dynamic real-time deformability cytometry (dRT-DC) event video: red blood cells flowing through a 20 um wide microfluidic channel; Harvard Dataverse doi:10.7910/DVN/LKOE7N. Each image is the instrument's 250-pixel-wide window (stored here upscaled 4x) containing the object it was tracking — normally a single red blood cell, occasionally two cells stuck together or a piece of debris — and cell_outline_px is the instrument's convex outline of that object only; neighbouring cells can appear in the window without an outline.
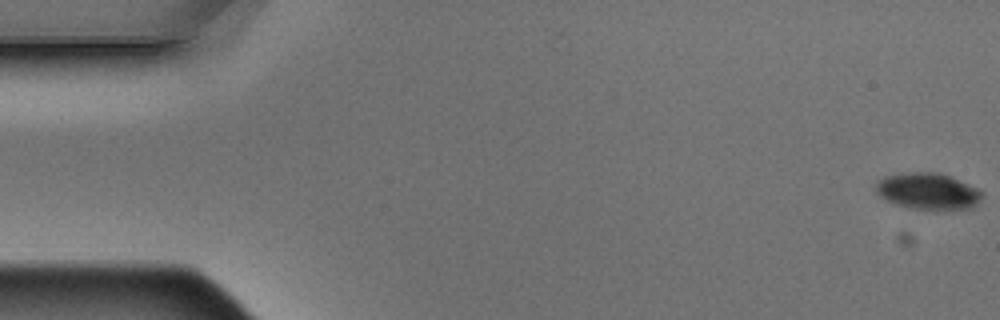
{"species": "Egyptian fruit bat (a non-hibernating species)", "species_latin": "Rousettus aegyptiacus", "temperature_condition": "warm", "stored_images_in_passage": 8, "camera_frame_rate_fps": 3000, "um_per_image_px": 0.085, "animal": {"sex": "male"}, "frame": {"image": 1, "passage_image": 1, "time_ms": 0.0, "image_size_px": [1000, 320], "cell_outline_px": [[980, 200], [972, 208], [932, 212], [908, 208], [884, 200], [876, 192], [876, 184], [884, 176], [912, 172], [936, 172], [952, 176], [976, 188], [980, 192]], "centroid_in_image_um": [78.86, 16.29], "position_along_channel_um": 6.1, "area_um2": 23.0}}
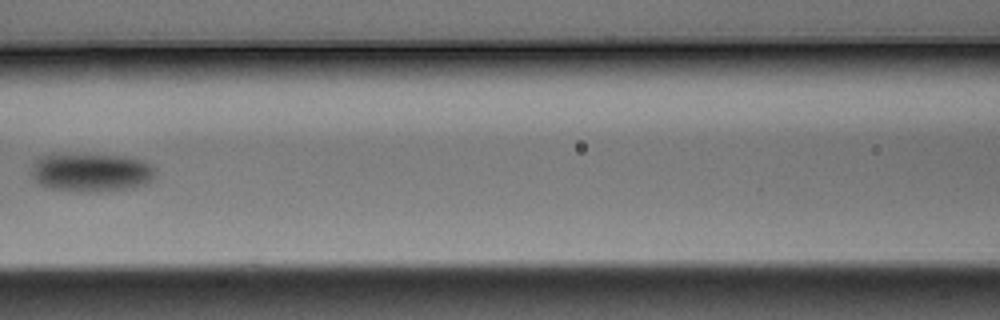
{"frame": {"image": 2, "passage_image": 7, "time_ms": 2.0, "image_size_px": [1000, 320], "cell_outline_px": [[156, 176], [144, 184], [132, 188], [96, 192], [72, 192], [48, 188], [32, 180], [32, 164], [40, 156], [124, 156], [140, 160], [152, 164], [156, 168]], "centroid_in_image_um": [7.77, 14.7], "position_along_channel_um": 158.8, "area_um2": 27.63}}
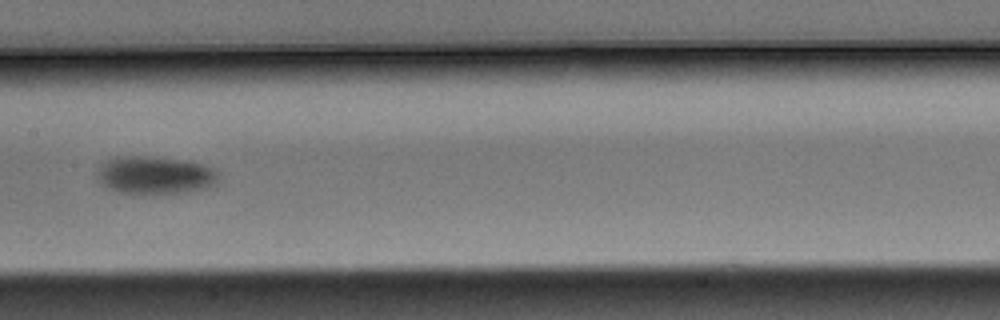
{"frame": {"image": 3, "passage_image": 8, "time_ms": 2.333, "image_size_px": [1000, 320], "cell_outline_px": [[220, 180], [216, 184], [204, 188], [184, 192], [120, 192], [108, 188], [96, 176], [96, 172], [112, 156], [148, 156], [180, 160], [204, 164], [216, 168], [220, 172]], "centroid_in_image_um": [13.24, 14.86], "position_along_channel_um": 194.2, "area_um2": 26.41}}